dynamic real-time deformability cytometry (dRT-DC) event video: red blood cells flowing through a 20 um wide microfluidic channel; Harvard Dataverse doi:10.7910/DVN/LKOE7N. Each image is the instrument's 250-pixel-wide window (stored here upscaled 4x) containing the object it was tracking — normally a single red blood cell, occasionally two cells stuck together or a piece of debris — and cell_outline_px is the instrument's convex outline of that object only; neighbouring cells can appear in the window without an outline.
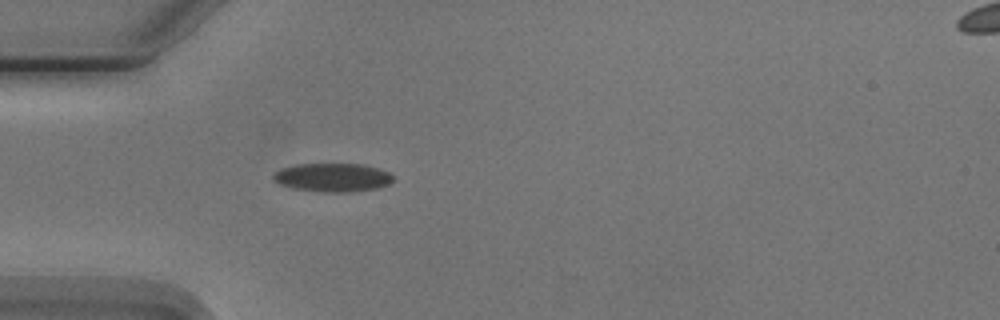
{"species": "Egyptian fruit bat (a non-hibernating species)", "species_latin": "Rousettus aegyptiacus", "temperature_condition": "cold", "stored_images_in_passage": 5, "segment_of_instrument_passage": [1, 2], "camera_frame_rate_fps": 3000, "um_per_image_px": 0.085, "animal": {"sex": "male"}, "frame": {"image": 1, "passage_image": 4, "time_ms": 3.667, "image_size_px": [1000, 320], "cell_outline_px": [[392, 180], [388, 184], [376, 188], [348, 192], [324, 192], [292, 188], [280, 184], [272, 180], [272, 176], [276, 172], [284, 168], [296, 164], [360, 164], [376, 168], [388, 172], [392, 176]], "centroid_in_image_um": [28.24, 15.09], "position_along_channel_um": 56.8, "area_um2": 19.65}}